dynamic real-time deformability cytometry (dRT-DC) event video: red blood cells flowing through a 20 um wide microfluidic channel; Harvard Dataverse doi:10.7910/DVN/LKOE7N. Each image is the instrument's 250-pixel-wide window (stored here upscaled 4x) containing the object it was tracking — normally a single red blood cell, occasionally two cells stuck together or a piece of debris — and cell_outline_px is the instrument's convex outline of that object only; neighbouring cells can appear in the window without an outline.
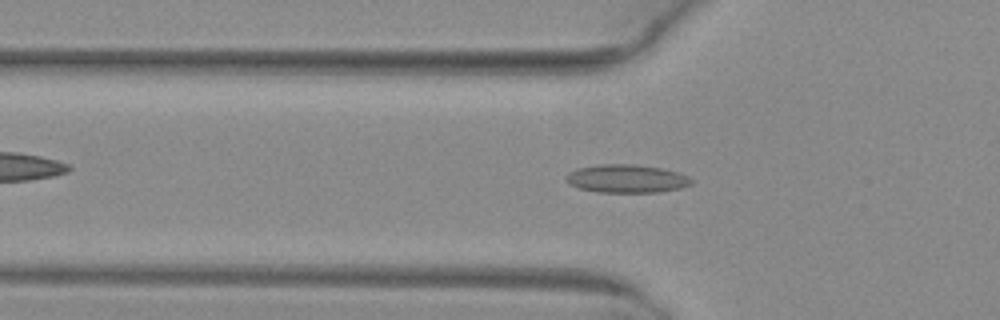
{"species": "common noctule bat (a hibernating species)", "species_latin": "Nyctalus noctula", "temperature_condition": "warm", "stored_images_in_passage": 50, "camera_frame_rate_fps": 3000, "um_per_image_px": 0.085, "animal": {"sex": "female", "body_mass_g": 29.2, "forearm_length_mm": 56.3}, "frame": {"image": 1, "passage_image": 17, "time_ms": 5.333, "image_size_px": [1000, 320], "cell_outline_px": [[692, 184], [680, 188], [660, 192], [600, 192], [580, 188], [568, 184], [564, 180], [564, 176], [568, 172], [576, 168], [600, 164], [632, 164], [660, 168], [680, 172], [688, 176], [692, 180]], "centroid_in_image_um": [53.23, 15.18], "position_along_channel_um": 72.6, "area_um2": 20.75}}
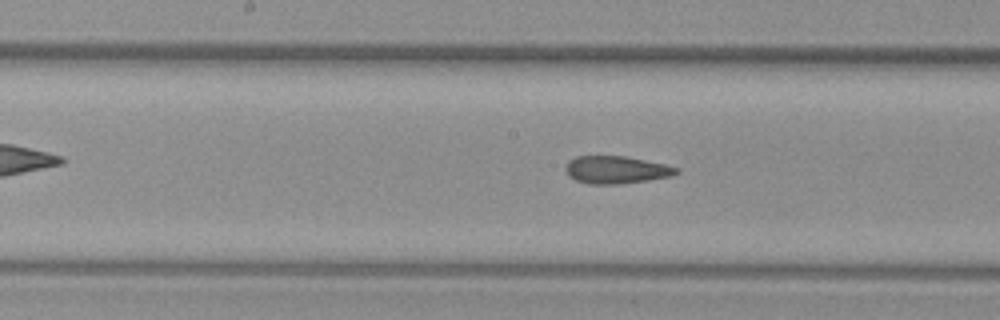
{"frame": {"image": 2, "passage_image": 26, "time_ms": 8.333, "image_size_px": [1000, 320], "cell_outline_px": [[680, 172], [672, 176], [648, 180], [616, 184], [588, 184], [576, 180], [568, 176], [564, 168], [568, 160], [576, 156], [624, 156], [664, 164], [680, 168]], "centroid_in_image_um": [52.36, 14.43], "position_along_channel_um": 195.8, "area_um2": 17.86}}
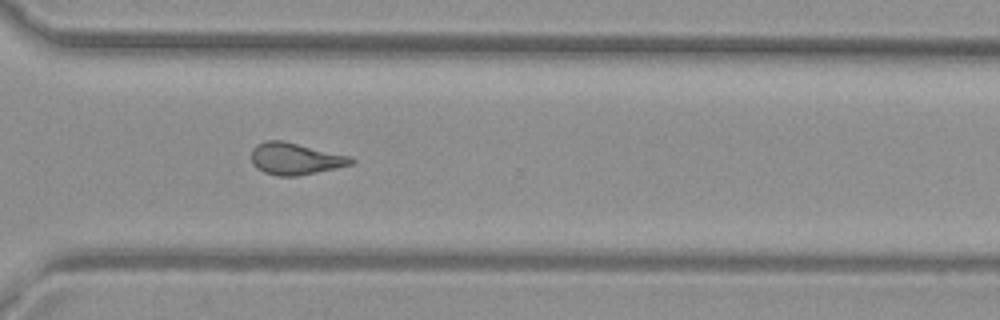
{"frame": {"image": 3, "passage_image": 37, "time_ms": 12.0, "image_size_px": [1000, 320], "cell_outline_px": [[356, 160], [352, 164], [336, 168], [296, 176], [276, 176], [264, 172], [256, 168], [252, 164], [252, 148], [256, 144], [268, 140], [284, 140], [352, 156]], "centroid_in_image_um": [25.11, 13.48], "position_along_channel_um": 345.5, "area_um2": 18.73}, "authors_computed_cell_mechanics": {"area_um2": 18.785, "velocity_mm_per_s": 4.0989, "shape_relaxation_time_tau1_ms": null, "shape_relaxation_time_tau2_ms": 1.6549, "deformation_change_tau1": null, "deformation_change_tau2": 0.0947}}